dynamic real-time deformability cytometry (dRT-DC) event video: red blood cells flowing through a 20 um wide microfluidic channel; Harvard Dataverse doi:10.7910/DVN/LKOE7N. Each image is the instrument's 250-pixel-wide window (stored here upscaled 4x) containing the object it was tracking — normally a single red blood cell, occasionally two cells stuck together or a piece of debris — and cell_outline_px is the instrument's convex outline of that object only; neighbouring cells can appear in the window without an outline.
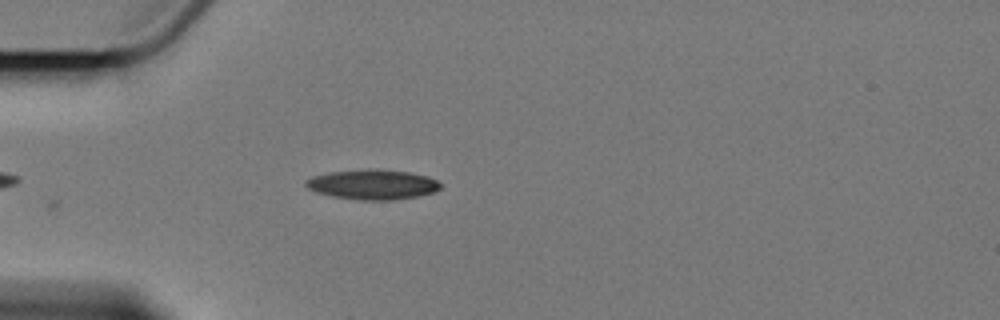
{"species": "Egyptian fruit bat (a non-hibernating species)", "species_latin": "Rousettus aegyptiacus", "temperature_condition": "cold", "stored_images_in_passage": 3, "camera_frame_rate_fps": 3000, "um_per_image_px": 0.085, "animal": {"sex": "female"}, "frame": {"image": 1, "passage_image": 3, "time_ms": 2.333, "image_size_px": [1000, 320], "cell_outline_px": [[440, 188], [432, 192], [416, 196], [392, 200], [360, 200], [332, 196], [316, 192], [308, 188], [304, 184], [304, 180], [312, 176], [332, 172], [408, 172], [428, 176], [436, 180], [440, 184]], "centroid_in_image_um": [31.64, 15.73], "position_along_channel_um": 53.4, "area_um2": 22.25}}